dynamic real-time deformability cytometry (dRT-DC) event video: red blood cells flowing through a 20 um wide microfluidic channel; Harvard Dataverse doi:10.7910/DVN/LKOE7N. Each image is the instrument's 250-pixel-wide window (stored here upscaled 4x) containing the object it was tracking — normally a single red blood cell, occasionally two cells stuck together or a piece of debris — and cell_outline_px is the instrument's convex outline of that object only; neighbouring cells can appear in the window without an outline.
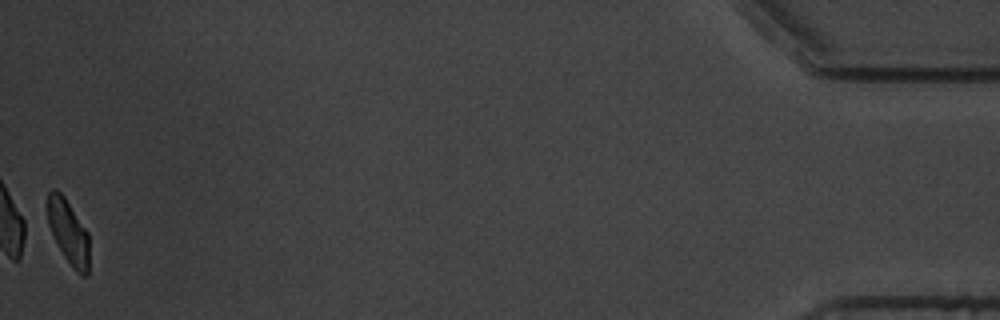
{"species": "common noctule bat (a hibernating species)", "species_latin": "Nyctalus noctula", "temperature_condition": "warm", "stored_images_in_passage": 14, "camera_frame_rate_fps": 3000, "um_per_image_px": 0.085, "animal": {"sex": "male", "body_mass_g": 19.5, "forearm_length_mm": 54.6}, "frame": {"image": 1, "passage_image": 14, "time_ms": 17.0, "image_size_px": [1000, 320], "cell_outline_px": [[88, 276], [80, 276], [72, 268], [56, 244], [48, 224], [48, 192], [52, 188], [56, 188], [64, 196], [88, 232]], "centroid_in_image_um": [5.81, 19.73], "position_along_channel_um": 429.4, "area_um2": 15.66}, "authors_computed_cell_mechanics": {"area_um2": 17.1666, "velocity_mm_per_s": 3.5409, "shape_relaxation_time_tau1_ms": 2.6062, "shape_relaxation_time_tau2_ms": null, "deformation_change_tau1": 0.079, "deformation_change_tau2": null}}